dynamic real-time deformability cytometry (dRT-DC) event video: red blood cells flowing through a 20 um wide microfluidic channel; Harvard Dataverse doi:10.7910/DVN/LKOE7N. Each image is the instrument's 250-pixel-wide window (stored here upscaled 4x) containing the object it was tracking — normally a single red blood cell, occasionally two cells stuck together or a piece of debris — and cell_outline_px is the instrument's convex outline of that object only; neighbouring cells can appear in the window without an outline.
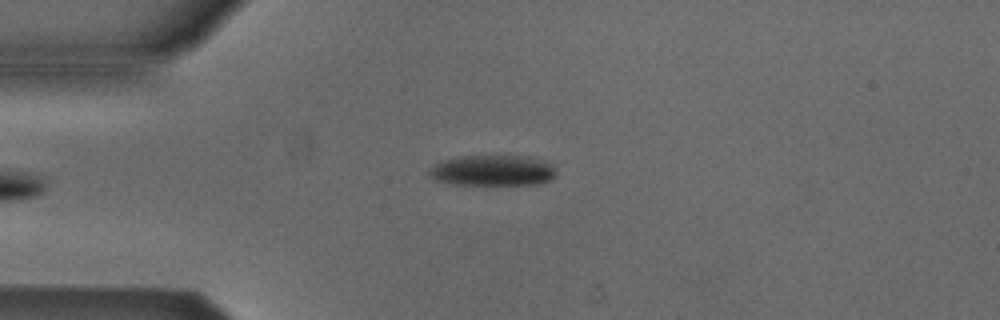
{"species": "Egyptian fruit bat (a non-hibernating species)", "species_latin": "Rousettus aegyptiacus", "temperature_condition": "cold", "stored_images_in_passage": 6, "camera_frame_rate_fps": 3000, "um_per_image_px": 0.085, "animal": {"sex": "male"}, "frame": {"image": 1, "passage_image": 6, "time_ms": 6.0, "image_size_px": [1000, 320], "cell_outline_px": [[556, 176], [540, 184], [456, 184], [436, 180], [428, 176], [428, 168], [444, 160], [456, 156], [528, 156], [544, 160], [552, 164], [556, 168]], "centroid_in_image_um": [41.9, 14.48], "position_along_channel_um": 43.1, "area_um2": 22.83}}